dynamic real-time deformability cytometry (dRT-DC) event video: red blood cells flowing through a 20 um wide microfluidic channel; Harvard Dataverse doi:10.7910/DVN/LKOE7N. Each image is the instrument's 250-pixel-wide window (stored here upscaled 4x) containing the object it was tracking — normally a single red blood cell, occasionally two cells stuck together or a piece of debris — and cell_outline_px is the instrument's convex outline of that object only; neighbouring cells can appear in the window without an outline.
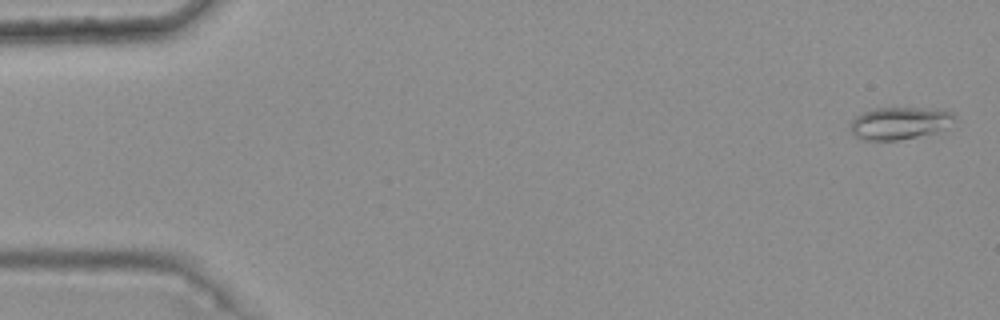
{"species": "common noctule bat (a hibernating species)", "species_latin": "Nyctalus noctula", "temperature_condition": "warm", "stored_images_in_passage": 4, "camera_frame_rate_fps": 3000, "um_per_image_px": 0.085, "animal": {"sex": "female", "body_mass_g": 25.1}, "frame": {"image": 1, "passage_image": 1, "time_ms": 0.0, "image_size_px": [1000, 320], "cell_outline_px": [[956, 116], [936, 132], [896, 140], [860, 140], [848, 128], [852, 120], [856, 116], [872, 108], [924, 108], [952, 112]], "centroid_in_image_um": [76.35, 10.46], "position_along_channel_um": 8.6, "area_um2": 19.19}}